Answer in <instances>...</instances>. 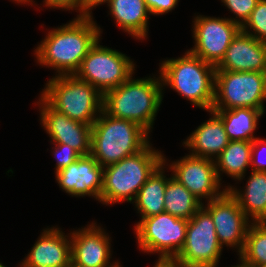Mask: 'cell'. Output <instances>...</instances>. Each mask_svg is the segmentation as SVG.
<instances>
[{
    "mask_svg": "<svg viewBox=\"0 0 266 267\" xmlns=\"http://www.w3.org/2000/svg\"><path fill=\"white\" fill-rule=\"evenodd\" d=\"M100 29L93 18L77 17L53 28L34 50L36 61L55 69V76L74 75L89 50L100 40Z\"/></svg>",
    "mask_w": 266,
    "mask_h": 267,
    "instance_id": "1",
    "label": "cell"
},
{
    "mask_svg": "<svg viewBox=\"0 0 266 267\" xmlns=\"http://www.w3.org/2000/svg\"><path fill=\"white\" fill-rule=\"evenodd\" d=\"M133 78L103 94L102 110L112 117L135 122L150 133L163 100L161 77Z\"/></svg>",
    "mask_w": 266,
    "mask_h": 267,
    "instance_id": "2",
    "label": "cell"
},
{
    "mask_svg": "<svg viewBox=\"0 0 266 267\" xmlns=\"http://www.w3.org/2000/svg\"><path fill=\"white\" fill-rule=\"evenodd\" d=\"M159 67L163 87L169 86L196 107L212 110L216 66L187 50L182 57L162 61Z\"/></svg>",
    "mask_w": 266,
    "mask_h": 267,
    "instance_id": "3",
    "label": "cell"
},
{
    "mask_svg": "<svg viewBox=\"0 0 266 267\" xmlns=\"http://www.w3.org/2000/svg\"><path fill=\"white\" fill-rule=\"evenodd\" d=\"M149 135L137 123L112 117L102 110L92 125L90 154L106 167L144 149L150 143Z\"/></svg>",
    "mask_w": 266,
    "mask_h": 267,
    "instance_id": "4",
    "label": "cell"
},
{
    "mask_svg": "<svg viewBox=\"0 0 266 267\" xmlns=\"http://www.w3.org/2000/svg\"><path fill=\"white\" fill-rule=\"evenodd\" d=\"M150 144L138 153L104 167L99 203L111 205L124 200L134 201L147 179L163 163L164 154Z\"/></svg>",
    "mask_w": 266,
    "mask_h": 267,
    "instance_id": "5",
    "label": "cell"
},
{
    "mask_svg": "<svg viewBox=\"0 0 266 267\" xmlns=\"http://www.w3.org/2000/svg\"><path fill=\"white\" fill-rule=\"evenodd\" d=\"M41 92L52 108L80 123L93 125L102 112L103 94L75 75L53 76Z\"/></svg>",
    "mask_w": 266,
    "mask_h": 267,
    "instance_id": "6",
    "label": "cell"
},
{
    "mask_svg": "<svg viewBox=\"0 0 266 267\" xmlns=\"http://www.w3.org/2000/svg\"><path fill=\"white\" fill-rule=\"evenodd\" d=\"M266 73L216 70L212 109L254 108L265 112Z\"/></svg>",
    "mask_w": 266,
    "mask_h": 267,
    "instance_id": "7",
    "label": "cell"
},
{
    "mask_svg": "<svg viewBox=\"0 0 266 267\" xmlns=\"http://www.w3.org/2000/svg\"><path fill=\"white\" fill-rule=\"evenodd\" d=\"M99 42L89 50L74 75L104 94L134 75L135 64L130 57Z\"/></svg>",
    "mask_w": 266,
    "mask_h": 267,
    "instance_id": "8",
    "label": "cell"
},
{
    "mask_svg": "<svg viewBox=\"0 0 266 267\" xmlns=\"http://www.w3.org/2000/svg\"><path fill=\"white\" fill-rule=\"evenodd\" d=\"M188 220L163 212L134 226L138 247L145 253L177 256L184 245Z\"/></svg>",
    "mask_w": 266,
    "mask_h": 267,
    "instance_id": "9",
    "label": "cell"
},
{
    "mask_svg": "<svg viewBox=\"0 0 266 267\" xmlns=\"http://www.w3.org/2000/svg\"><path fill=\"white\" fill-rule=\"evenodd\" d=\"M222 249L211 215L201 207L188 220L185 242L176 257L184 266L217 267Z\"/></svg>",
    "mask_w": 266,
    "mask_h": 267,
    "instance_id": "10",
    "label": "cell"
},
{
    "mask_svg": "<svg viewBox=\"0 0 266 267\" xmlns=\"http://www.w3.org/2000/svg\"><path fill=\"white\" fill-rule=\"evenodd\" d=\"M194 46L189 50L203 61L217 66L241 27L229 18L196 15L193 19Z\"/></svg>",
    "mask_w": 266,
    "mask_h": 267,
    "instance_id": "11",
    "label": "cell"
},
{
    "mask_svg": "<svg viewBox=\"0 0 266 267\" xmlns=\"http://www.w3.org/2000/svg\"><path fill=\"white\" fill-rule=\"evenodd\" d=\"M163 156L165 166H170L172 177L185 186L198 200L206 198L209 202L220 197L227 189H220L221 184L216 172L215 160L190 154L168 164Z\"/></svg>",
    "mask_w": 266,
    "mask_h": 267,
    "instance_id": "12",
    "label": "cell"
},
{
    "mask_svg": "<svg viewBox=\"0 0 266 267\" xmlns=\"http://www.w3.org/2000/svg\"><path fill=\"white\" fill-rule=\"evenodd\" d=\"M213 220L215 231L222 247L226 245L243 251L251 220L240 208L237 200L226 190L220 197L202 206Z\"/></svg>",
    "mask_w": 266,
    "mask_h": 267,
    "instance_id": "13",
    "label": "cell"
},
{
    "mask_svg": "<svg viewBox=\"0 0 266 267\" xmlns=\"http://www.w3.org/2000/svg\"><path fill=\"white\" fill-rule=\"evenodd\" d=\"M37 105L40 110V124L51 137V143L67 144L81 155L90 154L92 125L70 119L52 108L41 96Z\"/></svg>",
    "mask_w": 266,
    "mask_h": 267,
    "instance_id": "14",
    "label": "cell"
},
{
    "mask_svg": "<svg viewBox=\"0 0 266 267\" xmlns=\"http://www.w3.org/2000/svg\"><path fill=\"white\" fill-rule=\"evenodd\" d=\"M92 222L70 232L71 262L80 267H111V237L102 227Z\"/></svg>",
    "mask_w": 266,
    "mask_h": 267,
    "instance_id": "15",
    "label": "cell"
},
{
    "mask_svg": "<svg viewBox=\"0 0 266 267\" xmlns=\"http://www.w3.org/2000/svg\"><path fill=\"white\" fill-rule=\"evenodd\" d=\"M62 191L75 197L92 196L99 201L103 189L104 167L91 155H81L69 166L55 173Z\"/></svg>",
    "mask_w": 266,
    "mask_h": 267,
    "instance_id": "16",
    "label": "cell"
},
{
    "mask_svg": "<svg viewBox=\"0 0 266 267\" xmlns=\"http://www.w3.org/2000/svg\"><path fill=\"white\" fill-rule=\"evenodd\" d=\"M71 262V237L62 229H43L20 267H69Z\"/></svg>",
    "mask_w": 266,
    "mask_h": 267,
    "instance_id": "17",
    "label": "cell"
},
{
    "mask_svg": "<svg viewBox=\"0 0 266 267\" xmlns=\"http://www.w3.org/2000/svg\"><path fill=\"white\" fill-rule=\"evenodd\" d=\"M216 70L266 73V42L240 30Z\"/></svg>",
    "mask_w": 266,
    "mask_h": 267,
    "instance_id": "18",
    "label": "cell"
},
{
    "mask_svg": "<svg viewBox=\"0 0 266 267\" xmlns=\"http://www.w3.org/2000/svg\"><path fill=\"white\" fill-rule=\"evenodd\" d=\"M209 113L211 118L192 131L182 145L191 151L190 155L215 160L230 140L222 120L212 110Z\"/></svg>",
    "mask_w": 266,
    "mask_h": 267,
    "instance_id": "19",
    "label": "cell"
},
{
    "mask_svg": "<svg viewBox=\"0 0 266 267\" xmlns=\"http://www.w3.org/2000/svg\"><path fill=\"white\" fill-rule=\"evenodd\" d=\"M243 189L229 185L227 190L252 222H266V172L251 171Z\"/></svg>",
    "mask_w": 266,
    "mask_h": 267,
    "instance_id": "20",
    "label": "cell"
},
{
    "mask_svg": "<svg viewBox=\"0 0 266 267\" xmlns=\"http://www.w3.org/2000/svg\"><path fill=\"white\" fill-rule=\"evenodd\" d=\"M108 8L121 30L133 38L147 39L150 12L145 0H111Z\"/></svg>",
    "mask_w": 266,
    "mask_h": 267,
    "instance_id": "21",
    "label": "cell"
},
{
    "mask_svg": "<svg viewBox=\"0 0 266 267\" xmlns=\"http://www.w3.org/2000/svg\"><path fill=\"white\" fill-rule=\"evenodd\" d=\"M212 111L222 120L230 141H253L258 120L265 113L261 109L245 107Z\"/></svg>",
    "mask_w": 266,
    "mask_h": 267,
    "instance_id": "22",
    "label": "cell"
},
{
    "mask_svg": "<svg viewBox=\"0 0 266 267\" xmlns=\"http://www.w3.org/2000/svg\"><path fill=\"white\" fill-rule=\"evenodd\" d=\"M162 163L147 179L145 184L137 193L133 204L141 219L154 216L164 212V195L169 178L164 175L167 167Z\"/></svg>",
    "mask_w": 266,
    "mask_h": 267,
    "instance_id": "23",
    "label": "cell"
},
{
    "mask_svg": "<svg viewBox=\"0 0 266 267\" xmlns=\"http://www.w3.org/2000/svg\"><path fill=\"white\" fill-rule=\"evenodd\" d=\"M252 141H229L221 154L215 159L217 177L225 173L235 181H241L251 162ZM222 173H221V172Z\"/></svg>",
    "mask_w": 266,
    "mask_h": 267,
    "instance_id": "24",
    "label": "cell"
},
{
    "mask_svg": "<svg viewBox=\"0 0 266 267\" xmlns=\"http://www.w3.org/2000/svg\"><path fill=\"white\" fill-rule=\"evenodd\" d=\"M202 206L203 203L185 186L172 175L169 177L164 195V212L189 220Z\"/></svg>",
    "mask_w": 266,
    "mask_h": 267,
    "instance_id": "25",
    "label": "cell"
},
{
    "mask_svg": "<svg viewBox=\"0 0 266 267\" xmlns=\"http://www.w3.org/2000/svg\"><path fill=\"white\" fill-rule=\"evenodd\" d=\"M239 261L249 267L266 264V222H252Z\"/></svg>",
    "mask_w": 266,
    "mask_h": 267,
    "instance_id": "26",
    "label": "cell"
},
{
    "mask_svg": "<svg viewBox=\"0 0 266 267\" xmlns=\"http://www.w3.org/2000/svg\"><path fill=\"white\" fill-rule=\"evenodd\" d=\"M241 30L258 41L266 42V0H258Z\"/></svg>",
    "mask_w": 266,
    "mask_h": 267,
    "instance_id": "27",
    "label": "cell"
},
{
    "mask_svg": "<svg viewBox=\"0 0 266 267\" xmlns=\"http://www.w3.org/2000/svg\"><path fill=\"white\" fill-rule=\"evenodd\" d=\"M224 6L234 13L236 17L229 18L232 22H235L242 27L249 19L251 12L255 8L258 0H221Z\"/></svg>",
    "mask_w": 266,
    "mask_h": 267,
    "instance_id": "28",
    "label": "cell"
},
{
    "mask_svg": "<svg viewBox=\"0 0 266 267\" xmlns=\"http://www.w3.org/2000/svg\"><path fill=\"white\" fill-rule=\"evenodd\" d=\"M55 147L53 148L54 158L56 157V167L55 173L60 171L61 169L69 166L71 163L76 161L81 154L76 151L74 148L70 147L67 144L63 143H52Z\"/></svg>",
    "mask_w": 266,
    "mask_h": 267,
    "instance_id": "29",
    "label": "cell"
},
{
    "mask_svg": "<svg viewBox=\"0 0 266 267\" xmlns=\"http://www.w3.org/2000/svg\"><path fill=\"white\" fill-rule=\"evenodd\" d=\"M264 149H266V139L256 137L252 141L251 162H250V166H252V171L266 172V158L260 155L262 151L263 152L265 151Z\"/></svg>",
    "mask_w": 266,
    "mask_h": 267,
    "instance_id": "30",
    "label": "cell"
},
{
    "mask_svg": "<svg viewBox=\"0 0 266 267\" xmlns=\"http://www.w3.org/2000/svg\"><path fill=\"white\" fill-rule=\"evenodd\" d=\"M179 0H145L151 15H163L174 10Z\"/></svg>",
    "mask_w": 266,
    "mask_h": 267,
    "instance_id": "31",
    "label": "cell"
},
{
    "mask_svg": "<svg viewBox=\"0 0 266 267\" xmlns=\"http://www.w3.org/2000/svg\"><path fill=\"white\" fill-rule=\"evenodd\" d=\"M43 6L50 8H58L64 10H78L79 15L77 18H80V0H44Z\"/></svg>",
    "mask_w": 266,
    "mask_h": 267,
    "instance_id": "32",
    "label": "cell"
},
{
    "mask_svg": "<svg viewBox=\"0 0 266 267\" xmlns=\"http://www.w3.org/2000/svg\"><path fill=\"white\" fill-rule=\"evenodd\" d=\"M111 0H80V18H93L92 9L107 3L109 6Z\"/></svg>",
    "mask_w": 266,
    "mask_h": 267,
    "instance_id": "33",
    "label": "cell"
},
{
    "mask_svg": "<svg viewBox=\"0 0 266 267\" xmlns=\"http://www.w3.org/2000/svg\"><path fill=\"white\" fill-rule=\"evenodd\" d=\"M176 256H159L153 267H182Z\"/></svg>",
    "mask_w": 266,
    "mask_h": 267,
    "instance_id": "34",
    "label": "cell"
},
{
    "mask_svg": "<svg viewBox=\"0 0 266 267\" xmlns=\"http://www.w3.org/2000/svg\"><path fill=\"white\" fill-rule=\"evenodd\" d=\"M14 1L17 2L18 4H19V3H21V4H22V3H23V4H26V3L29 4V3H30L29 5H31V4L34 5V4H33V3H34L33 0H13V2H14ZM32 2H33V3H32Z\"/></svg>",
    "mask_w": 266,
    "mask_h": 267,
    "instance_id": "35",
    "label": "cell"
},
{
    "mask_svg": "<svg viewBox=\"0 0 266 267\" xmlns=\"http://www.w3.org/2000/svg\"><path fill=\"white\" fill-rule=\"evenodd\" d=\"M239 263L240 264L234 265L232 267H249V266H246L245 264H243L241 261Z\"/></svg>",
    "mask_w": 266,
    "mask_h": 267,
    "instance_id": "36",
    "label": "cell"
},
{
    "mask_svg": "<svg viewBox=\"0 0 266 267\" xmlns=\"http://www.w3.org/2000/svg\"><path fill=\"white\" fill-rule=\"evenodd\" d=\"M111 267H122V265H120V261L118 262H116L113 266H111Z\"/></svg>",
    "mask_w": 266,
    "mask_h": 267,
    "instance_id": "37",
    "label": "cell"
},
{
    "mask_svg": "<svg viewBox=\"0 0 266 267\" xmlns=\"http://www.w3.org/2000/svg\"><path fill=\"white\" fill-rule=\"evenodd\" d=\"M69 267H80V266H78V265H76V264H73L72 262H70V265H69Z\"/></svg>",
    "mask_w": 266,
    "mask_h": 267,
    "instance_id": "38",
    "label": "cell"
},
{
    "mask_svg": "<svg viewBox=\"0 0 266 267\" xmlns=\"http://www.w3.org/2000/svg\"><path fill=\"white\" fill-rule=\"evenodd\" d=\"M182 267H203V266H182Z\"/></svg>",
    "mask_w": 266,
    "mask_h": 267,
    "instance_id": "39",
    "label": "cell"
},
{
    "mask_svg": "<svg viewBox=\"0 0 266 267\" xmlns=\"http://www.w3.org/2000/svg\"><path fill=\"white\" fill-rule=\"evenodd\" d=\"M0 267H6V266H4V265L2 264V262H0Z\"/></svg>",
    "mask_w": 266,
    "mask_h": 267,
    "instance_id": "40",
    "label": "cell"
}]
</instances>
